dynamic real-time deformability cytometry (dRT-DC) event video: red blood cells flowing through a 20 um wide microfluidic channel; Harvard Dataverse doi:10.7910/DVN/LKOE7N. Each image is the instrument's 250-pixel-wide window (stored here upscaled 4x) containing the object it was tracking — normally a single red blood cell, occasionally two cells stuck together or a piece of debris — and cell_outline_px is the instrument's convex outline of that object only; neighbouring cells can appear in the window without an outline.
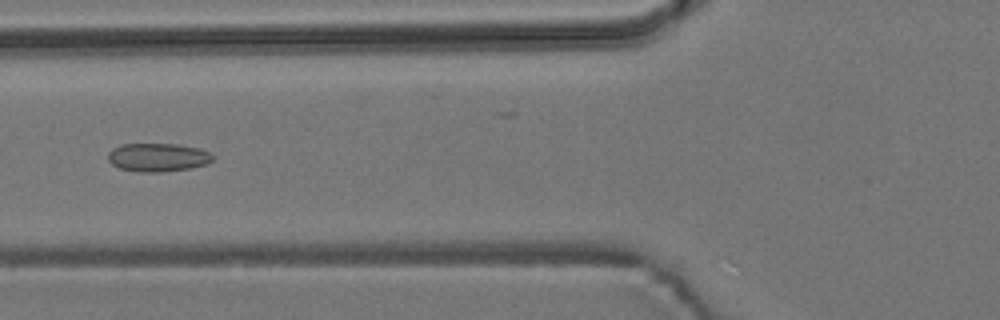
{"species": "common noctule bat (a hibernating species)", "species_latin": "Nyctalus noctula", "temperature_condition": "room temperature", "stored_images_in_passage": 49, "camera_frame_rate_fps": 3000, "um_per_image_px": 0.085, "animal": {"sex": "male", "body_mass_g": 19.2, "forearm_length_mm": 51.8}, "frame": {"image": 1, "passage_image": 16, "time_ms": 5.0, "image_size_px": [1000, 320], "cell_outline_px": [[216, 156], [208, 164], [192, 168], [160, 172], [136, 172], [120, 168], [112, 164], [108, 160], [108, 152], [112, 148], [120, 144], [176, 144], [200, 148], [212, 152]], "centroid_in_image_um": [13.46, 13.37], "position_along_channel_um": 112.3, "area_um2": 17.69}}
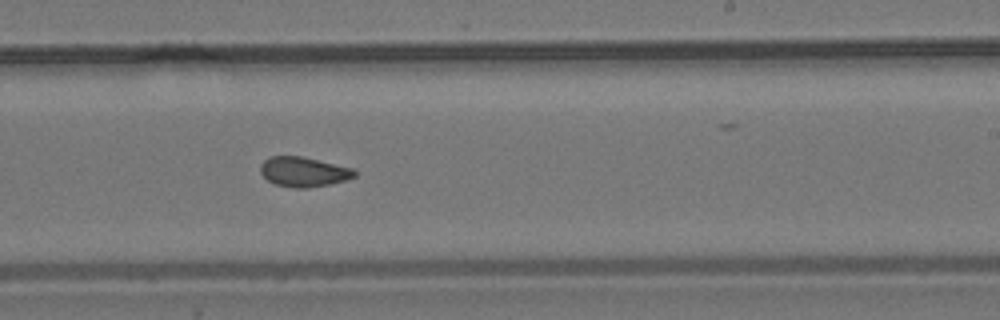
{"frame": {"image": 2, "passage_image": 28, "time_ms": 9.0, "image_size_px": [1000, 320], "cell_outline_px": [[356, 176], [344, 180], [328, 184], [308, 188], [296, 188], [276, 184], [268, 180], [260, 172], [260, 164], [268, 156], [300, 156], [352, 168], [356, 172]], "centroid_in_image_um": [25.77, 14.6], "position_along_channel_um": 263.2, "area_um2": 16.13}}
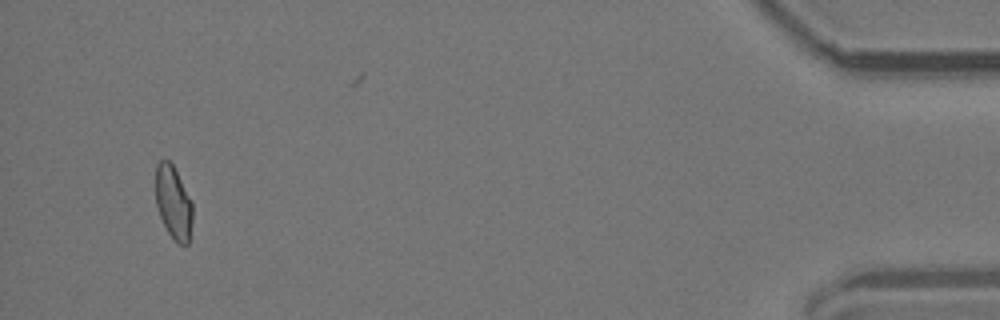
{"frame": {"image": 3, "passage_image": 47, "time_ms": 15.333, "image_size_px": [1000, 320], "cell_outline_px": [[192, 220], [188, 244], [180, 244], [168, 232], [160, 216], [156, 204], [156, 164], [160, 160], [168, 160], [172, 164], [192, 200]], "centroid_in_image_um": [14.74, 17.19], "position_along_channel_um": 420.5, "area_um2": 15.55}, "authors_computed_cell_mechanics": {"area_um2": 16.6464, "velocity_mm_per_s": 3.7772, "shape_relaxation_time_tau1_ms": null, "shape_relaxation_time_tau2_ms": 1.8152, "deformation_change_tau1": null, "deformation_change_tau2": 0.0787}}